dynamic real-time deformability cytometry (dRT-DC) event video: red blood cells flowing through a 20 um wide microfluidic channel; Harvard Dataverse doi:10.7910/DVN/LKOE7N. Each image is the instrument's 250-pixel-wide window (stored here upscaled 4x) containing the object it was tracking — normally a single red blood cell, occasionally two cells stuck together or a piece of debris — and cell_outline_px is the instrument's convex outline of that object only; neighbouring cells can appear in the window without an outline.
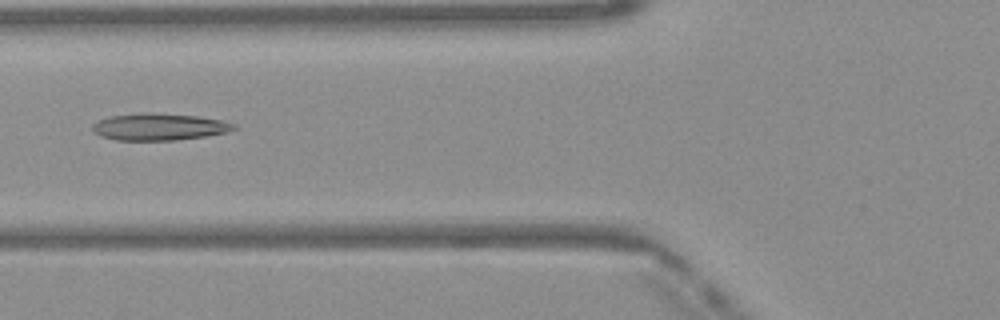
{"species": "Egyptian fruit bat (a non-hibernating species)", "species_latin": "Rousettus aegyptiacus", "temperature_condition": "warm", "stored_images_in_passage": 49, "camera_frame_rate_fps": 3000, "um_per_image_px": 0.085, "frame": {"image": 1, "passage_image": 19, "time_ms": 6.0, "image_size_px": [1000, 320], "cell_outline_px": [[236, 128], [228, 132], [208, 136], [176, 140], [116, 140], [100, 136], [92, 132], [92, 124], [100, 120], [112, 116], [144, 112], [152, 112], [196, 116], [220, 120], [236, 124]], "centroid_in_image_um": [13.52, 10.78], "position_along_channel_um": 112.3, "area_um2": 22.25}}
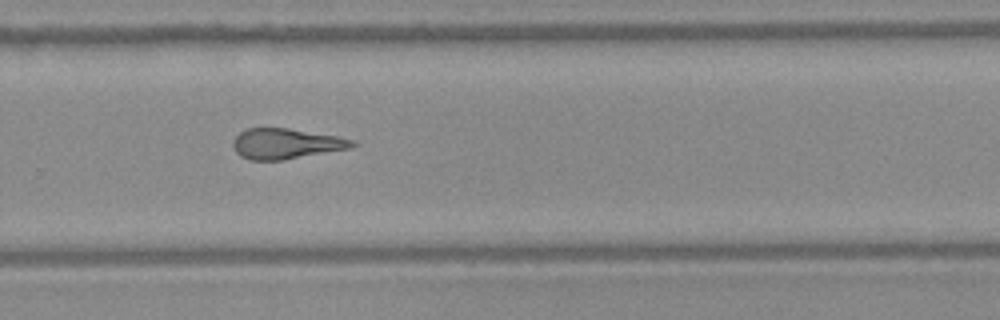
{"frame": {"image": 2, "passage_image": 33, "time_ms": 10.667, "image_size_px": [1000, 320], "cell_outline_px": [[360, 144], [352, 148], [280, 160], [252, 160], [240, 156], [236, 152], [232, 144], [232, 140], [240, 132], [248, 128], [288, 128], [336, 136], [356, 140]], "centroid_in_image_um": [24.34, 12.21], "position_along_channel_um": 305.5, "area_um2": 21.15}}
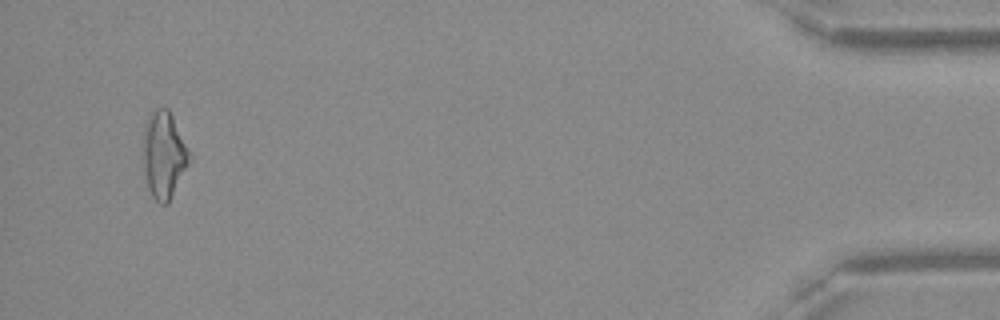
{"frame": {"image": 3, "passage_image": 47, "time_ms": 15.333, "image_size_px": [1000, 320], "cell_outline_px": [[192, 160], [168, 204], [160, 204], [152, 196], [148, 188], [144, 172], [140, 152], [144, 124], [148, 116], [156, 108], [168, 108], [192, 156]], "centroid_in_image_um": [13.9, 13.18], "position_along_channel_um": 421.3, "area_um2": 24.16}, "authors_computed_cell_mechanics": {"area_um2": 22.1952, "velocity_mm_per_s": 4.1378, "shape_relaxation_time_tau1_ms": null, "shape_relaxation_time_tau2_ms": 2.4327, "deformation_change_tau1": null, "deformation_change_tau2": 0.1526}}